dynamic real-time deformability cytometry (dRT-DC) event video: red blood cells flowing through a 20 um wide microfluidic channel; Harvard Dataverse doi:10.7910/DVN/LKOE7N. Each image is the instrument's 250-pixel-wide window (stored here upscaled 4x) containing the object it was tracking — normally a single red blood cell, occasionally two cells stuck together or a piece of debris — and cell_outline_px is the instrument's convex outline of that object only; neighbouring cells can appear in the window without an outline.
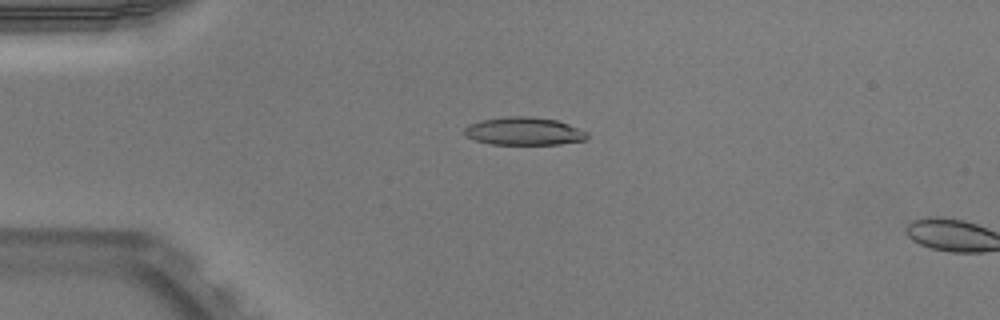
{"species": "Egyptian fruit bat (a non-hibernating species)", "species_latin": "Rousettus aegyptiacus", "temperature_condition": "warm", "stored_images_in_passage": 13, "camera_frame_rate_fps": 3000, "um_per_image_px": 0.085, "animal": {"sex": "male"}, "frame": {"image": 1, "passage_image": 11, "time_ms": 3.333, "image_size_px": [1000, 320], "cell_outline_px": [[588, 136], [584, 140], [560, 144], [488, 144], [464, 136], [464, 128], [468, 124], [480, 120], [508, 116], [528, 116], [556, 120], [568, 124], [588, 132]], "centroid_in_image_um": [44.5, 11.15], "position_along_channel_um": 40.5, "area_um2": 20.0}}